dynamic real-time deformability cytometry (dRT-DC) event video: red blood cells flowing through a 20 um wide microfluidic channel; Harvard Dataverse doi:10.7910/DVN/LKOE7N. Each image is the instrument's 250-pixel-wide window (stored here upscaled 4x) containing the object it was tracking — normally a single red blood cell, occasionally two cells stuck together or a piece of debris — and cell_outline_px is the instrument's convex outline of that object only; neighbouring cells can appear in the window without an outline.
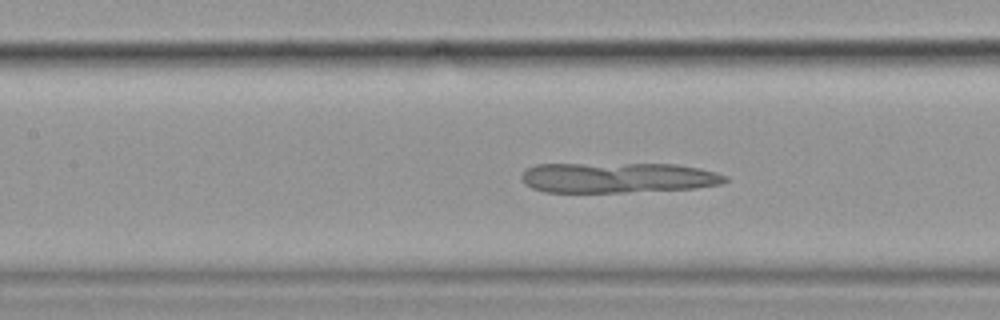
{"species": "common noctule bat (a hibernating species)", "species_latin": "Nyctalus noctula", "temperature_condition": "cold", "stored_images_in_passage": 59, "camera_frame_rate_fps": 3000, "um_per_image_px": 0.085, "animal": {"sex": "female", "body_mass_g": 19.9}, "frame": {"image": 1, "passage_image": 27, "time_ms": 8.667, "image_size_px": [1000, 320], "cell_outline_px": [[728, 180], [720, 184], [696, 188], [624, 192], [544, 192], [532, 188], [524, 184], [520, 176], [528, 168], [536, 164], [676, 164], [700, 168], [716, 172], [728, 176]], "centroid_in_image_um": [52.51, 15.1], "position_along_channel_um": 154.9, "area_um2": 36.07}}
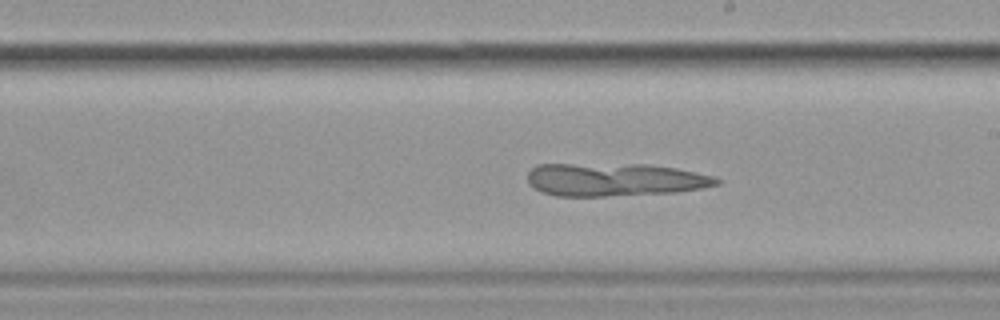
{"frame": {"image": 2, "passage_image": 34, "time_ms": 11.0, "image_size_px": [1000, 320], "cell_outline_px": [[720, 184], [700, 188], [676, 192], [604, 196], [556, 196], [540, 192], [528, 184], [528, 172], [536, 164], [648, 164], [676, 168], [712, 176], [720, 180]], "centroid_in_image_um": [52.19, 15.26], "position_along_channel_um": 236.8, "area_um2": 36.41}}
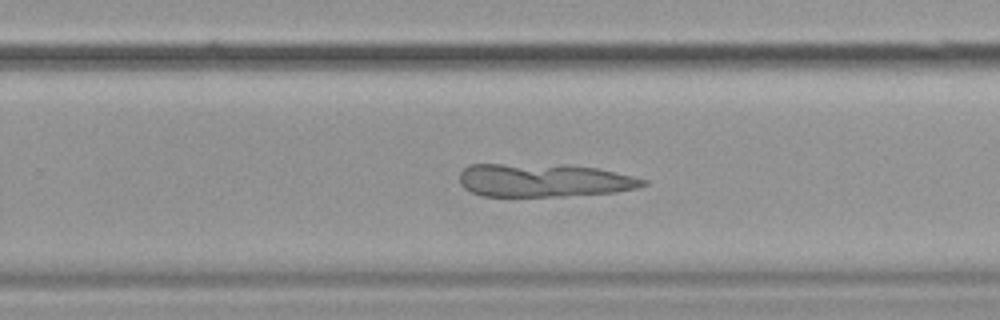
{"frame": {"image": 3, "passage_image": 38, "time_ms": 12.333, "image_size_px": [1000, 320], "cell_outline_px": [[648, 184], [636, 188], [616, 192], [564, 196], [480, 196], [464, 188], [460, 184], [460, 172], [468, 164], [568, 164], [596, 168], [632, 176], [648, 180]], "centroid_in_image_um": [46.21, 15.32], "position_along_channel_um": 283.6, "area_um2": 35.89}}